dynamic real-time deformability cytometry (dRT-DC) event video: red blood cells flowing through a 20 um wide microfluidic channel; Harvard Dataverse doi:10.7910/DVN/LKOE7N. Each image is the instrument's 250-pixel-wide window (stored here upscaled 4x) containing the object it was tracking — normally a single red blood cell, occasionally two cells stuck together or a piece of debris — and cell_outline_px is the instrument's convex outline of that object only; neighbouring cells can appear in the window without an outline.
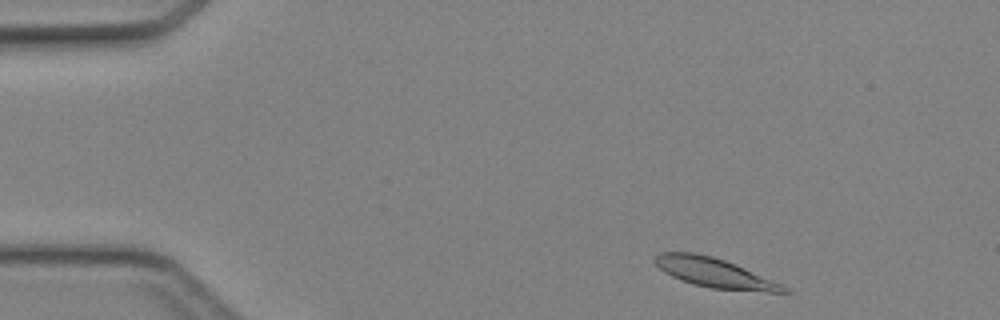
{"species": "Egyptian fruit bat (a non-hibernating species)", "species_latin": "Rousettus aegyptiacus", "temperature_condition": "cold", "stored_images_in_passage": 42, "camera_frame_rate_fps": 3000, "um_per_image_px": 0.085, "animal": {"sex": "female"}, "frame": {"image": 1, "passage_image": 2, "time_ms": 0.333, "image_size_px": [1000, 320], "cell_outline_px": [[792, 292], [768, 292], [712, 288], [696, 284], [672, 276], [664, 272], [652, 260], [660, 252], [692, 252], [712, 256], [724, 260], [744, 268], [780, 284], [788, 288]], "centroid_in_image_um": [60.7, 23.18], "position_along_channel_um": 24.3, "area_um2": 21.5}}
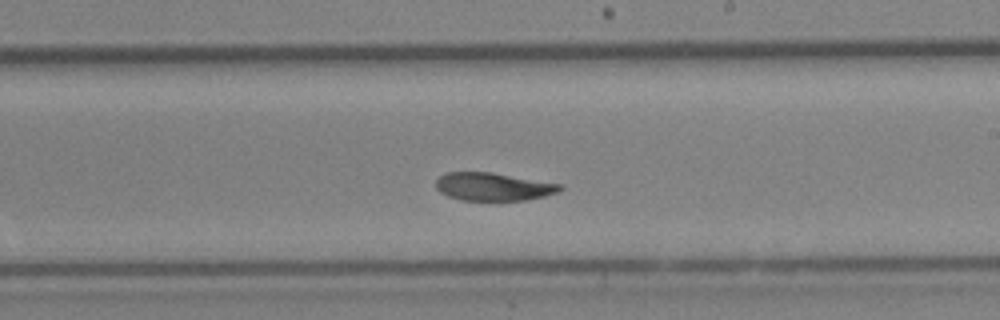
{"frame": {"image": 2, "passage_image": 23, "time_ms": 7.333, "image_size_px": [1000, 320], "cell_outline_px": [[564, 188], [560, 192], [544, 196], [524, 200], [460, 200], [448, 196], [440, 192], [436, 188], [436, 180], [444, 172], [492, 172], [560, 184]], "centroid_in_image_um": [41.91, 15.86], "position_along_channel_um": 247.1, "area_um2": 20.23}}
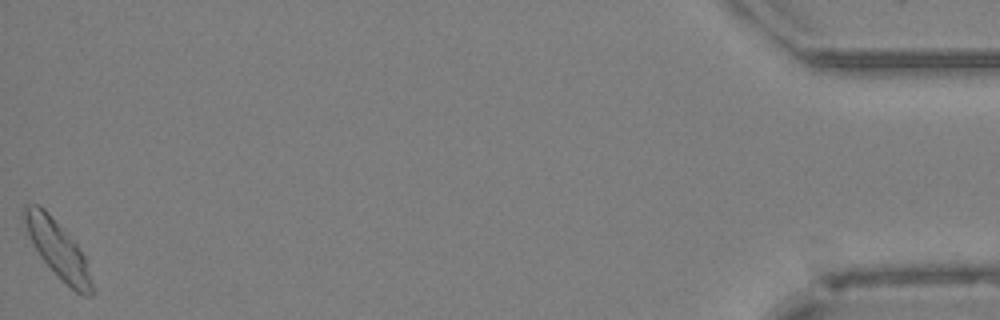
{"frame": {"image": 3, "passage_image": 42, "time_ms": 13.667, "image_size_px": [1000, 320], "cell_outline_px": [[92, 296], [84, 296], [76, 292], [40, 256], [32, 244], [28, 236], [20, 212], [20, 208], [24, 204], [40, 204], [64, 228], [76, 244], [84, 256], [92, 284]], "centroid_in_image_um": [4.83, 21.06], "position_along_channel_um": 430.4, "area_um2": 22.2}}